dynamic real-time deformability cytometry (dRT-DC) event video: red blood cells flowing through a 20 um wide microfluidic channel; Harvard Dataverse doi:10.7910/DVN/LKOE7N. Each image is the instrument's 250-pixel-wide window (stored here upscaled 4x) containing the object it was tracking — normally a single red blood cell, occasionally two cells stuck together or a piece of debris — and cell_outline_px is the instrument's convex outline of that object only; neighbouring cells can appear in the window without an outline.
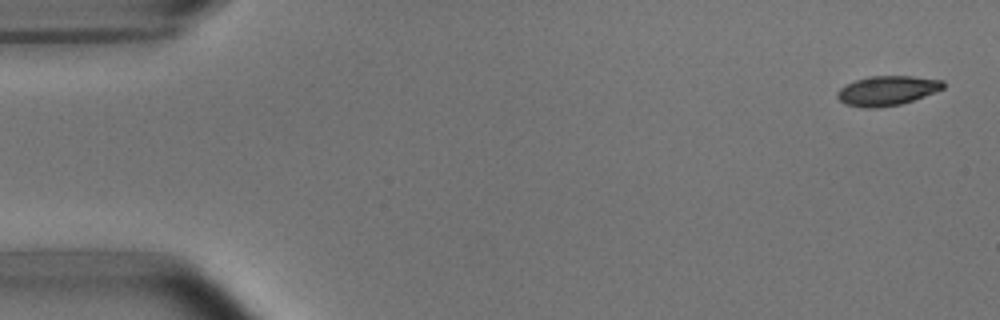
{"species": "common noctule bat (a hibernating species)", "species_latin": "Nyctalus noctula", "temperature_condition": "room temperature", "stored_images_in_passage": 2, "camera_frame_rate_fps": 3000, "um_per_image_px": 0.085, "animal": {"sex": "male", "body_mass_g": 15.6}, "frame": {"image": 1, "passage_image": 2, "time_ms": 1.333, "image_size_px": [1000, 320], "cell_outline_px": [[944, 88], [924, 96], [900, 104], [876, 108], [864, 108], [848, 104], [840, 100], [836, 96], [836, 92], [840, 88], [856, 80], [868, 76], [912, 76], [944, 80]], "centroid_in_image_um": [75.41, 7.69], "position_along_channel_um": 9.6, "area_um2": 18.09}}